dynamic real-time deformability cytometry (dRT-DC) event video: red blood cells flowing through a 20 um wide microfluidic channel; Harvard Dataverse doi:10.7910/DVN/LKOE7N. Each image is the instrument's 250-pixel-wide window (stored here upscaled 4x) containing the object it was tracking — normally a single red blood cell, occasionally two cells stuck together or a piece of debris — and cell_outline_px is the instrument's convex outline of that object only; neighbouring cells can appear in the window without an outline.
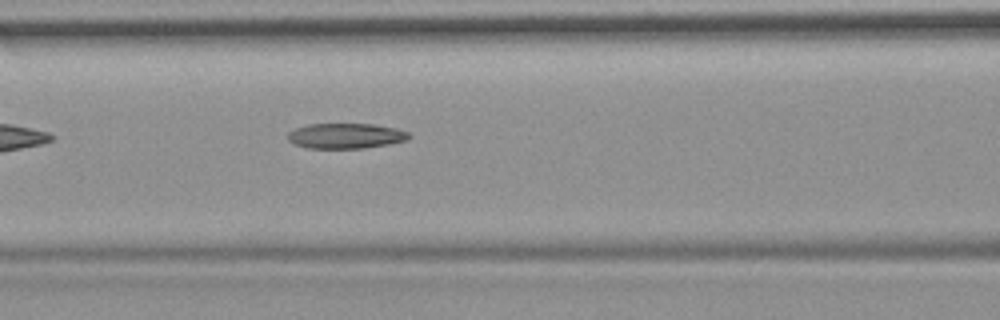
{"species": "common noctule bat (a hibernating species)", "species_latin": "Nyctalus noctula", "temperature_condition": "room temperature", "stored_images_in_passage": 33, "camera_frame_rate_fps": 3000, "um_per_image_px": 0.085, "animal": {"sex": "female", "body_mass_g": 19.9}, "frame": {"image": 1, "passage_image": 6, "time_ms": 1.667, "image_size_px": [1000, 320], "cell_outline_px": [[412, 136], [408, 140], [388, 144], [364, 148], [308, 148], [296, 144], [288, 140], [288, 132], [296, 128], [308, 124], [372, 124], [396, 128], [408, 132]], "centroid_in_image_um": [29.41, 11.55], "position_along_channel_um": 137.2, "area_um2": 17.8}}
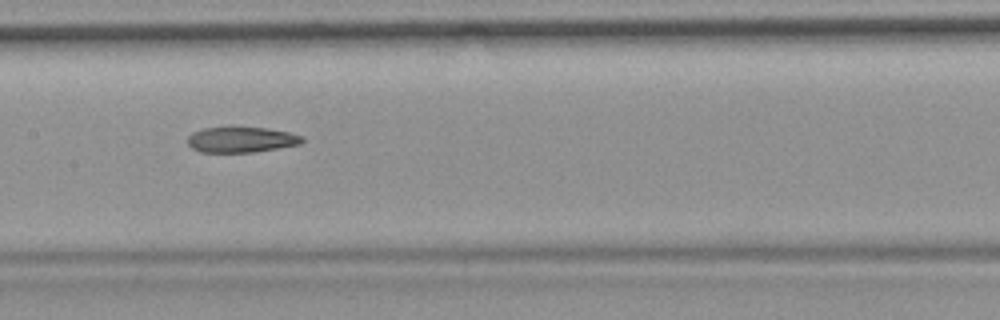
{"frame": {"image": 2, "passage_image": 10, "time_ms": 3.0, "image_size_px": [1000, 320], "cell_outline_px": [[304, 140], [300, 144], [252, 152], [200, 152], [192, 148], [188, 144], [188, 136], [192, 132], [204, 128], [228, 124], [232, 124], [268, 128], [288, 132], [304, 136]], "centroid_in_image_um": [20.47, 11.81], "position_along_channel_um": 186.9, "area_um2": 17.8}}
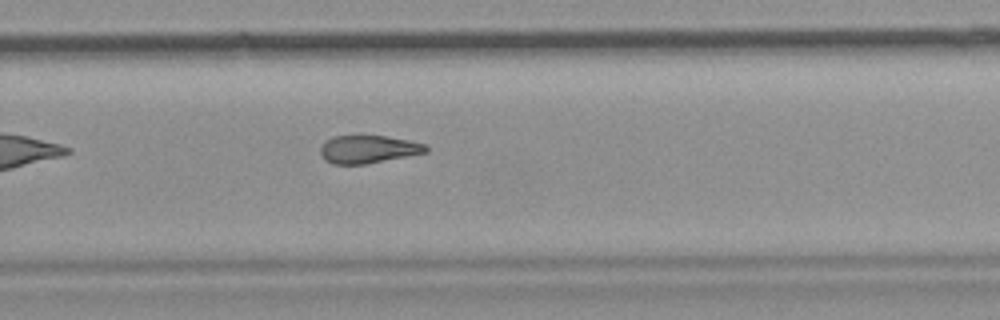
{"frame": {"image": 3, "passage_image": 19, "time_ms": 6.0, "image_size_px": [1000, 320], "cell_outline_px": [[428, 152], [364, 164], [332, 164], [324, 160], [320, 152], [320, 148], [324, 140], [332, 136], [388, 136], [408, 140], [424, 144], [428, 148]], "centroid_in_image_um": [31.25, 12.68], "position_along_channel_um": 298.5, "area_um2": 17.11}}